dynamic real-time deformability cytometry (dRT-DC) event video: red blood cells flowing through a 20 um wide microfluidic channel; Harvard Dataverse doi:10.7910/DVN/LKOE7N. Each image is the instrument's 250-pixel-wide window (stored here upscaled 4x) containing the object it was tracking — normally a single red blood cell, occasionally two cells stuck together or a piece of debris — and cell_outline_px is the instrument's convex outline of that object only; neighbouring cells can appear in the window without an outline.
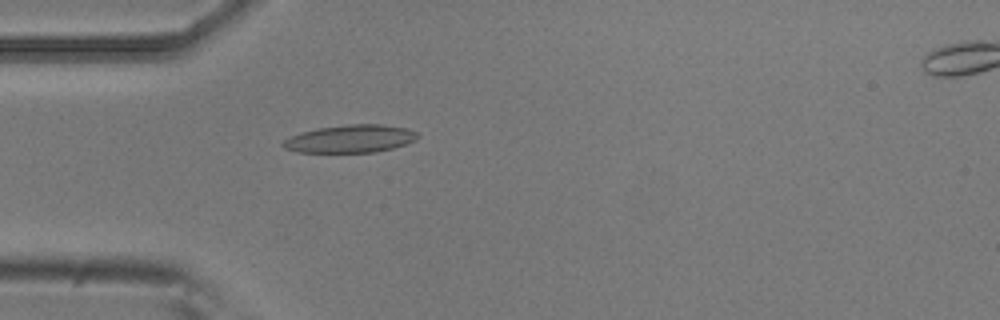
{"species": "common noctule bat (a hibernating species)", "species_latin": "Nyctalus noctula", "temperature_condition": "room temperature", "stored_images_in_passage": 5, "camera_frame_rate_fps": 3000, "um_per_image_px": 0.085, "animal": {"sex": "male", "body_mass_g": 20.5, "forearm_length_mm": 52.5}, "frame": {"image": 1, "passage_image": 5, "time_ms": 1.333, "image_size_px": [1000, 320], "cell_outline_px": [[420, 136], [416, 140], [392, 148], [376, 152], [296, 152], [284, 148], [280, 144], [284, 140], [300, 132], [316, 128], [348, 124], [380, 124], [408, 128], [416, 132]], "centroid_in_image_um": [29.77, 11.79], "position_along_channel_um": 55.2, "area_um2": 21.85}}